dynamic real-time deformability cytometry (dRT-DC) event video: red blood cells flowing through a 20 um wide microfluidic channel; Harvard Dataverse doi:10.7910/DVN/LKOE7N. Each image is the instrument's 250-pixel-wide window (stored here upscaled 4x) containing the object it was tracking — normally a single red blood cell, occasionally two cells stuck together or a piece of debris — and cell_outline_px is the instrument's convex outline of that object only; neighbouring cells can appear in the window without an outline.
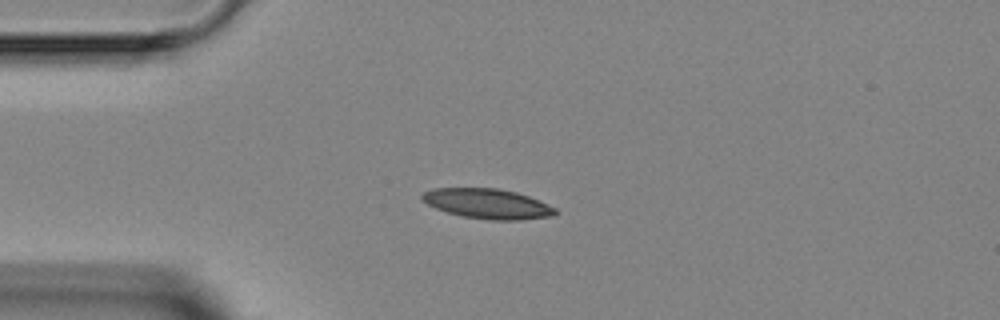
{"species": "Egyptian fruit bat (a non-hibernating species)", "species_latin": "Rousettus aegyptiacus", "temperature_condition": "room temperature", "stored_images_in_passage": 4, "camera_frame_rate_fps": 3000, "um_per_image_px": 0.085, "animal": {"sex": "female"}, "frame": {"image": 1, "passage_image": 3, "time_ms": 2.333, "image_size_px": [1000, 320], "cell_outline_px": [[556, 212], [552, 216], [520, 220], [488, 220], [460, 216], [436, 208], [428, 204], [420, 196], [424, 192], [432, 188], [496, 188], [516, 192], [528, 196], [548, 204], [556, 208]], "centroid_in_image_um": [41.44, 17.32], "position_along_channel_um": 43.6, "area_um2": 23.18}}